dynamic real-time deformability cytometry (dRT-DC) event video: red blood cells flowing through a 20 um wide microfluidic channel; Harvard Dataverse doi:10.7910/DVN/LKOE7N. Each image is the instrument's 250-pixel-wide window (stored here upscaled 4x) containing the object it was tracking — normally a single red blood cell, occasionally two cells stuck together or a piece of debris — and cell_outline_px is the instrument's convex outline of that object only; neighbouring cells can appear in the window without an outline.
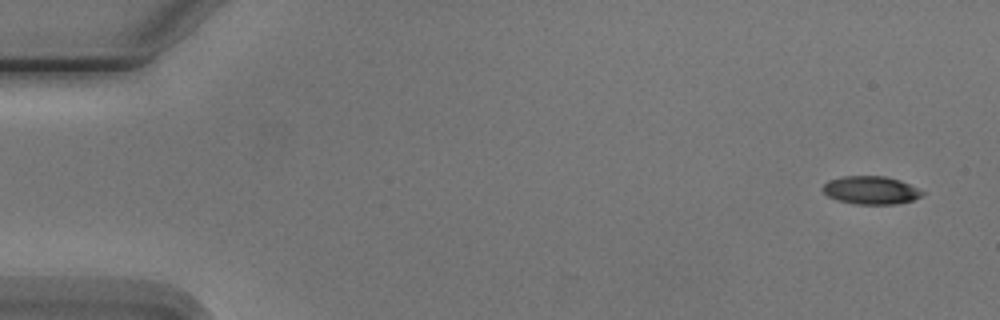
{"species": "Egyptian fruit bat (a non-hibernating species)", "species_latin": "Rousettus aegyptiacus", "temperature_condition": "cold", "stored_images_in_passage": 4, "camera_frame_rate_fps": 3000, "um_per_image_px": 0.085, "animal": {"sex": "male"}, "frame": {"image": 1, "passage_image": 1, "time_ms": 0.0, "image_size_px": [1000, 320], "cell_outline_px": [[924, 192], [920, 196], [912, 200], [896, 204], [856, 204], [836, 200], [828, 196], [820, 188], [828, 180], [844, 176], [884, 176], [900, 180]], "centroid_in_image_um": [73.97, 16.16], "position_along_channel_um": 11.0, "area_um2": 16.18}}
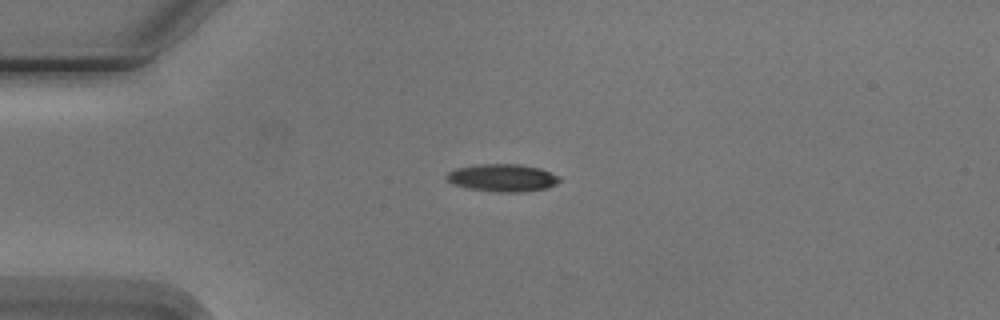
{"frame": {"image": 2, "passage_image": 4, "time_ms": 3.667, "image_size_px": [1000, 320], "cell_outline_px": [[560, 180], [556, 184], [548, 188], [524, 192], [496, 192], [468, 188], [452, 184], [444, 176], [448, 172], [456, 168], [480, 164], [520, 164], [540, 168], [560, 176]], "centroid_in_image_um": [42.72, 15.11], "position_along_channel_um": 42.3, "area_um2": 18.26}}